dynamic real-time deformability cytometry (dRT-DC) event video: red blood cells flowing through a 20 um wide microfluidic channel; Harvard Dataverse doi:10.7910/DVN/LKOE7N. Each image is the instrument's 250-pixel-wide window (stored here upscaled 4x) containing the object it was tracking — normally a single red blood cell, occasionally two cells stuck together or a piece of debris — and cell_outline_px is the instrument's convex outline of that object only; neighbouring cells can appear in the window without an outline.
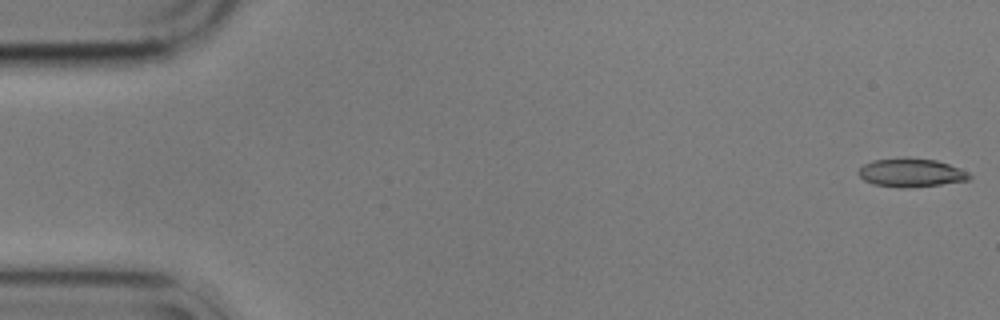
{"species": "common noctule bat (a hibernating species)", "species_latin": "Nyctalus noctula", "temperature_condition": "cold", "stored_images_in_passage": 26, "camera_frame_rate_fps": 3000, "um_per_image_px": 0.085, "animal": {"sex": "male", "body_mass_g": 17.9}, "frame": {"image": 1, "passage_image": 1, "time_ms": 0.0, "image_size_px": [1000, 320], "cell_outline_px": [[972, 176], [968, 180], [940, 184], [904, 188], [900, 188], [872, 184], [864, 180], [856, 172], [864, 164], [872, 160], [908, 156], [936, 160], [948, 164], [968, 172]], "centroid_in_image_um": [77.39, 14.66], "position_along_channel_um": 7.6, "area_um2": 18.61}}
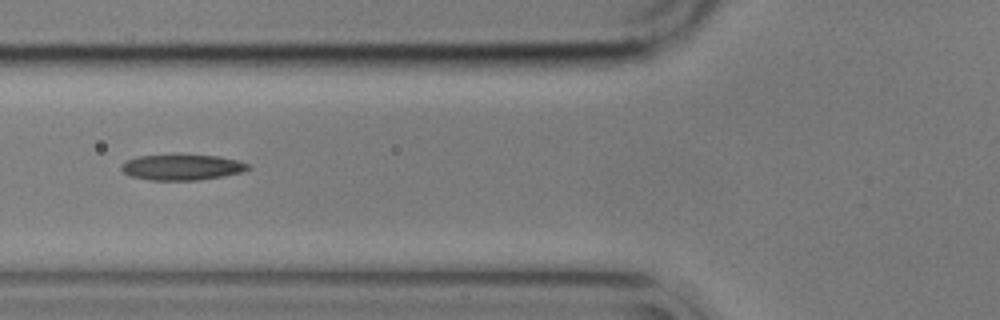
{"frame": {"image": 2, "passage_image": 21, "time_ms": 6.667, "image_size_px": [1000, 320], "cell_outline_px": [[252, 168], [244, 172], [196, 180], [148, 180], [132, 176], [124, 172], [120, 168], [120, 164], [136, 156], [172, 152], [220, 156], [240, 160], [248, 164]], "centroid_in_image_um": [15.46, 14.16], "position_along_channel_um": 110.3, "area_um2": 19.88}}
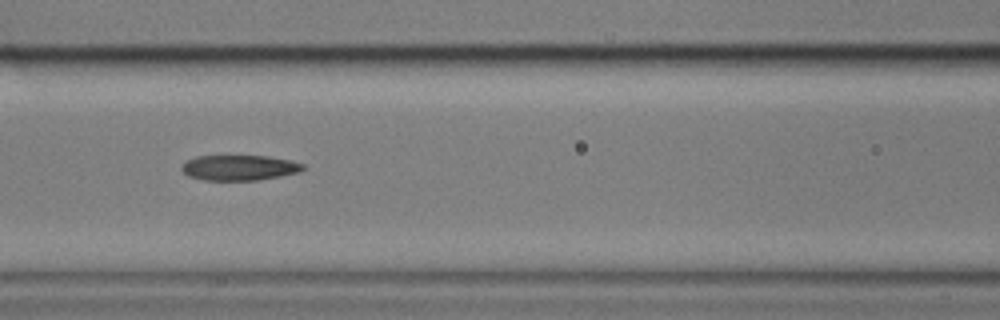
{"frame": {"image": 3, "passage_image": 24, "time_ms": 7.667, "image_size_px": [1000, 320], "cell_outline_px": [[304, 168], [300, 172], [280, 176], [256, 180], [204, 180], [188, 176], [180, 168], [188, 160], [196, 156], [268, 156], [292, 160], [304, 164]], "centroid_in_image_um": [20.37, 14.25], "position_along_channel_um": 146.2, "area_um2": 17.86}}